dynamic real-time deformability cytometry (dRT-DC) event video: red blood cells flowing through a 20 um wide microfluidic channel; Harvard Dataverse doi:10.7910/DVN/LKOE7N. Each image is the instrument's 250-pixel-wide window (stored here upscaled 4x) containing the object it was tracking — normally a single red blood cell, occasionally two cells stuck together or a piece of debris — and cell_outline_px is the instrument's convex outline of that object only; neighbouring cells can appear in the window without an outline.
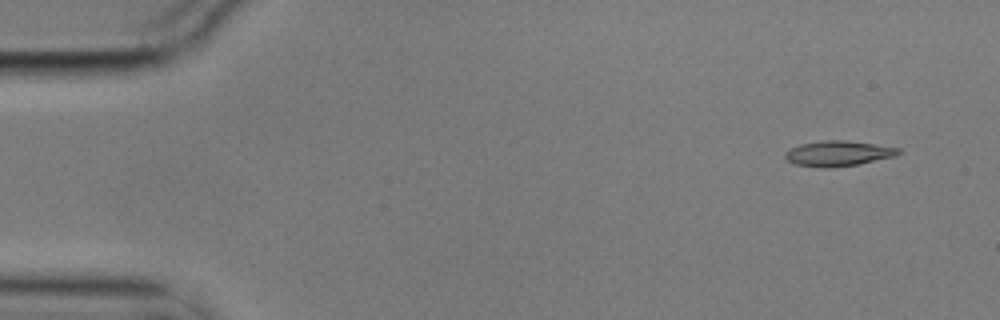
{"species": "common noctule bat (a hibernating species)", "species_latin": "Nyctalus noctula", "temperature_condition": "cold", "stored_images_in_passage": 4, "camera_frame_rate_fps": 3000, "um_per_image_px": 0.085, "animal": {"sex": "male", "body_mass_g": 17.9}, "frame": {"image": 1, "passage_image": 1, "time_ms": 0.0, "image_size_px": [1000, 320], "cell_outline_px": [[900, 152], [896, 156], [856, 164], [824, 168], [796, 164], [788, 160], [784, 156], [784, 152], [800, 144], [824, 140], [844, 140], [900, 148]], "centroid_in_image_um": [71.22, 13.03], "position_along_channel_um": 13.8, "area_um2": 16.36}}
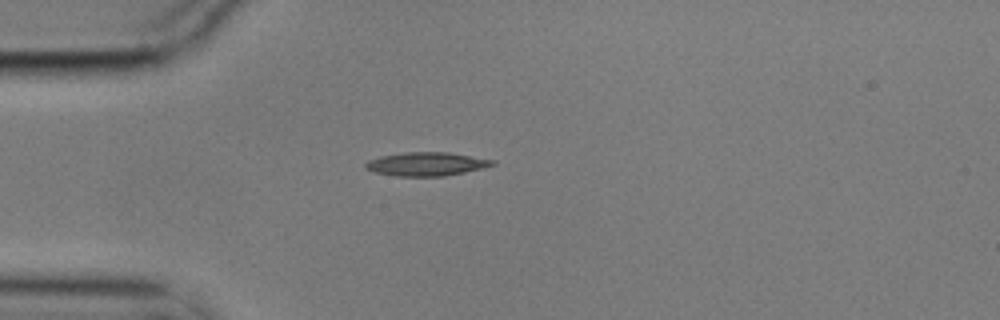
{"frame": {"image": 2, "passage_image": 4, "time_ms": 1.0, "image_size_px": [1000, 320], "cell_outline_px": [[496, 164], [464, 172], [444, 176], [396, 176], [376, 172], [364, 168], [364, 164], [368, 160], [380, 156], [404, 152], [448, 152], [496, 160]], "centroid_in_image_um": [36.22, 13.93], "position_along_channel_um": 48.8, "area_um2": 17.4}}